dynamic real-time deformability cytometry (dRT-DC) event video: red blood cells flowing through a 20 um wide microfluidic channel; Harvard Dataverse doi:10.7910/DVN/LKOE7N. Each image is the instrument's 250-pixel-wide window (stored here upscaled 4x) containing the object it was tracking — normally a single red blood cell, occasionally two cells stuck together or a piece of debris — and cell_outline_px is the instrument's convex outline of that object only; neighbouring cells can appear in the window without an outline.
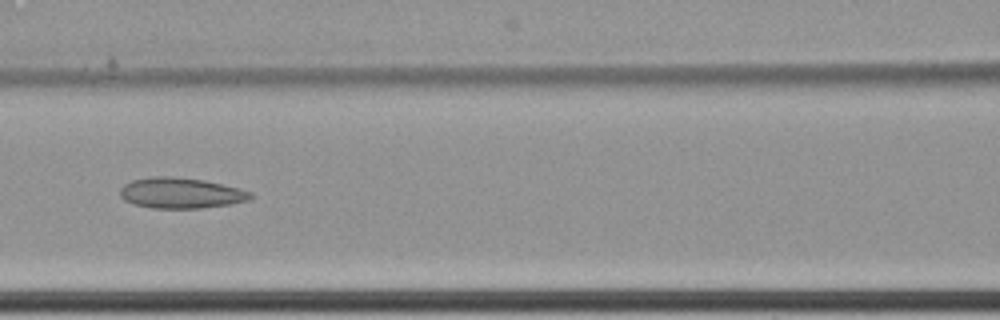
{"species": "common noctule bat (a hibernating species)", "species_latin": "Nyctalus noctula", "temperature_condition": "cold", "stored_images_in_passage": 9, "camera_frame_rate_fps": 3000, "um_per_image_px": 0.085, "animal": {"sex": "female", "body_mass_g": 22.7, "forearm_length_mm": 54.2}, "frame": {"image": 1, "passage_image": 8, "time_ms": 2.333, "image_size_px": [1000, 320], "cell_outline_px": [[252, 196], [248, 200], [228, 204], [200, 208], [152, 208], [132, 204], [124, 200], [120, 196], [120, 188], [124, 184], [132, 180], [152, 176], [168, 176], [204, 180], [252, 192]], "centroid_in_image_um": [15.3, 16.41], "position_along_channel_um": 151.3, "area_um2": 23.12}}
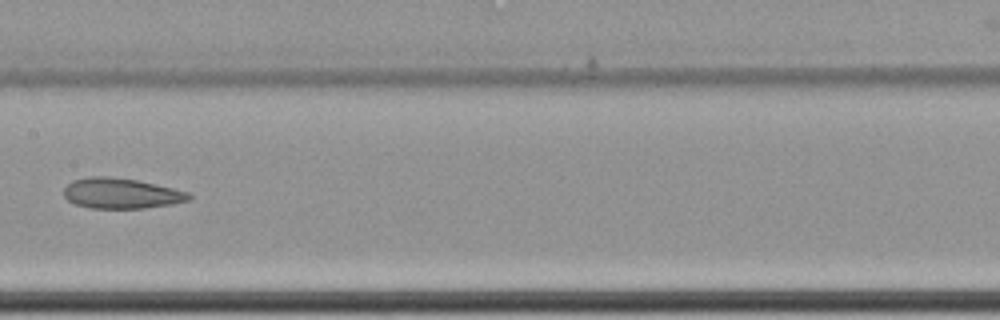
{"frame": {"image": 2, "passage_image": 9, "time_ms": 2.667, "image_size_px": [1000, 320], "cell_outline_px": [[192, 200], [172, 204], [144, 208], [92, 208], [76, 204], [68, 200], [64, 196], [64, 188], [72, 180], [92, 176], [108, 176], [136, 180], [156, 184], [188, 192], [192, 196]], "centroid_in_image_um": [10.32, 16.43], "position_along_channel_um": 197.1, "area_um2": 22.14}}